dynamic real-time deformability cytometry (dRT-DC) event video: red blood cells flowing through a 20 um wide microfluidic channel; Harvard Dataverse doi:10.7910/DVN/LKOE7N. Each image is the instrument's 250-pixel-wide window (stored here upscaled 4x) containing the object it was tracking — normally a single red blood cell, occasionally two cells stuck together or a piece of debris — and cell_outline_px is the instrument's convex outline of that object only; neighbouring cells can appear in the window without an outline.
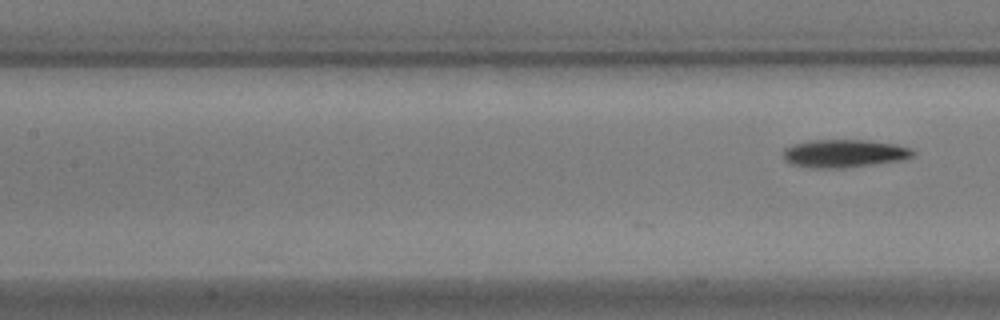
{"species": "common noctule bat (a hibernating species)", "species_latin": "Nyctalus noctula", "temperature_condition": "warm", "stored_images_in_passage": 8, "camera_frame_rate_fps": 3000, "um_per_image_px": 0.085, "animal": {"sex": "male", "body_mass_g": 17.9}, "frame": {"image": 1, "passage_image": 8, "time_ms": 2.333, "image_size_px": [1000, 320], "cell_outline_px": [[916, 152], [912, 156], [900, 160], [844, 168], [812, 168], [788, 164], [784, 160], [784, 148], [792, 144], [812, 140], [868, 140], [896, 144], [912, 148]], "centroid_in_image_um": [71.73, 13.04], "position_along_channel_um": 135.7, "area_um2": 21.27}}